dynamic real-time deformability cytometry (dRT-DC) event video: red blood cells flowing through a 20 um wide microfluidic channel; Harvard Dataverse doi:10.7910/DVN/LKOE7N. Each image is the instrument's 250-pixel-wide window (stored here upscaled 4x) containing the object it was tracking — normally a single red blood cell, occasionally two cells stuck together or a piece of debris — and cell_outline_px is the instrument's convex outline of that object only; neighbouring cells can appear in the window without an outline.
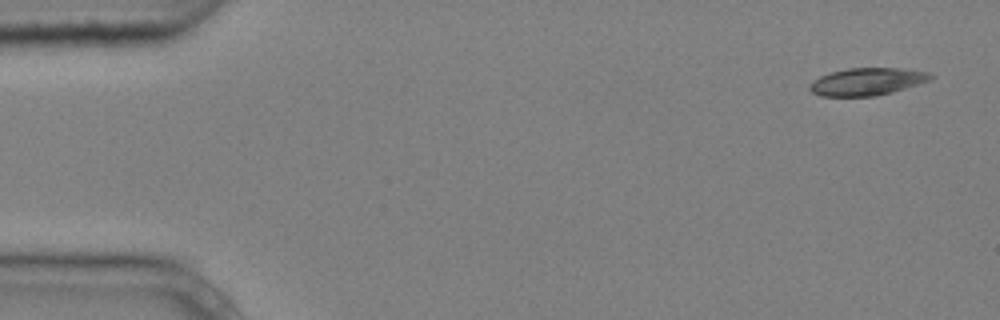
{"species": "common noctule bat (a hibernating species)", "species_latin": "Nyctalus noctula", "temperature_condition": "cold", "stored_images_in_passage": 9, "camera_frame_rate_fps": 3000, "um_per_image_px": 0.085, "animal": {"sex": "male", "body_mass_g": 20.4}, "frame": {"image": 1, "passage_image": 1, "time_ms": 0.0, "image_size_px": [1000, 320], "cell_outline_px": [[932, 76], [928, 80], [892, 92], [876, 96], [820, 96], [812, 92], [808, 88], [808, 84], [812, 80], [820, 76], [832, 72], [848, 68], [900, 68], [928, 72]], "centroid_in_image_um": [73.62, 6.94], "position_along_channel_um": 11.4, "area_um2": 19.13}}
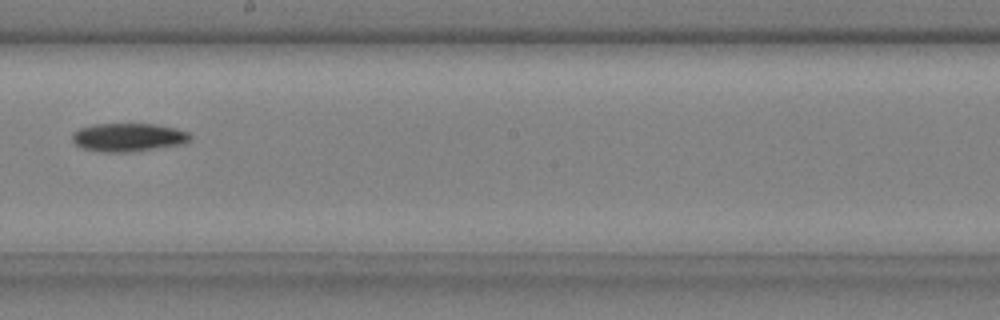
{"frame": {"image": 2, "passage_image": 8, "time_ms": 2.333, "image_size_px": [1000, 320], "cell_outline_px": [[192, 140], [180, 144], [128, 152], [104, 152], [80, 148], [72, 140], [72, 132], [80, 128], [92, 124], [156, 124], [176, 128], [188, 132], [192, 136]], "centroid_in_image_um": [10.88, 11.66], "position_along_channel_um": 237.3, "area_um2": 19.48}}
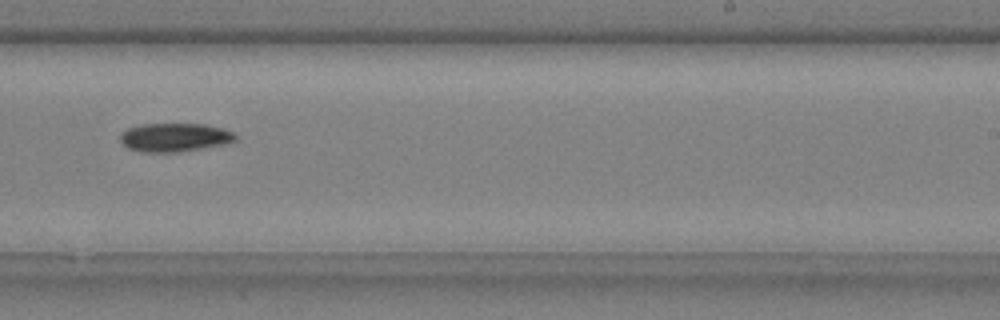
{"frame": {"image": 3, "passage_image": 9, "time_ms": 2.667, "image_size_px": [1000, 320], "cell_outline_px": [[236, 140], [228, 144], [180, 152], [140, 152], [128, 148], [120, 144], [120, 136], [128, 128], [144, 124], [204, 124], [220, 128], [232, 132], [236, 136]], "centroid_in_image_um": [14.84, 11.69], "position_along_channel_um": 274.2, "area_um2": 19.25}}